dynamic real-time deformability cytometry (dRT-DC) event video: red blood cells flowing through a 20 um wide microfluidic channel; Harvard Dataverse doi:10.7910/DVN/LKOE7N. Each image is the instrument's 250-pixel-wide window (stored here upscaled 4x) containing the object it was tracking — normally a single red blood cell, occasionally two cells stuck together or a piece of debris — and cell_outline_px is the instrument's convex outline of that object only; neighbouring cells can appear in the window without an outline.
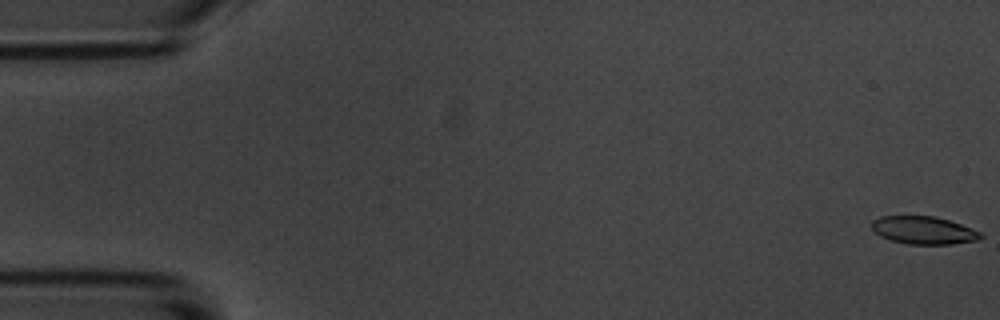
{"species": "common noctule bat (a hibernating species)", "species_latin": "Nyctalus noctula", "temperature_condition": "room temperature", "stored_images_in_passage": 56, "camera_frame_rate_fps": 3000, "um_per_image_px": 0.085, "animal": {"sex": "male", "body_mass_g": 20.1, "forearm_length_mm": 53.5}, "frame": {"image": 1, "passage_image": 1, "time_ms": 0.0, "image_size_px": [1000, 320], "cell_outline_px": [[984, 236], [976, 240], [952, 244], [908, 244], [892, 240], [880, 236], [872, 228], [872, 220], [880, 216], [936, 216], [972, 228], [980, 232]], "centroid_in_image_um": [78.5, 19.57], "position_along_channel_um": 6.5, "area_um2": 17.51}}
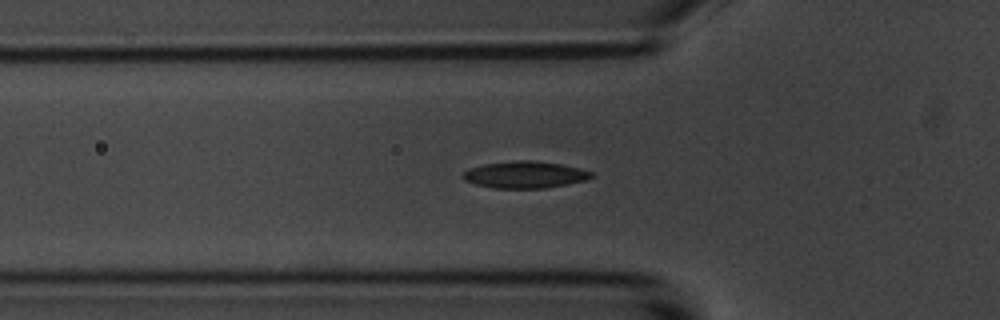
{"frame": {"image": 2, "passage_image": 19, "time_ms": 6.0, "image_size_px": [1000, 320], "cell_outline_px": [[596, 176], [588, 180], [544, 188], [492, 188], [476, 184], [464, 180], [460, 176], [468, 168], [484, 164], [516, 160], [536, 160], [560, 164], [580, 168], [592, 172]], "centroid_in_image_um": [44.63, 14.84], "position_along_channel_um": 81.2, "area_um2": 20.29}}
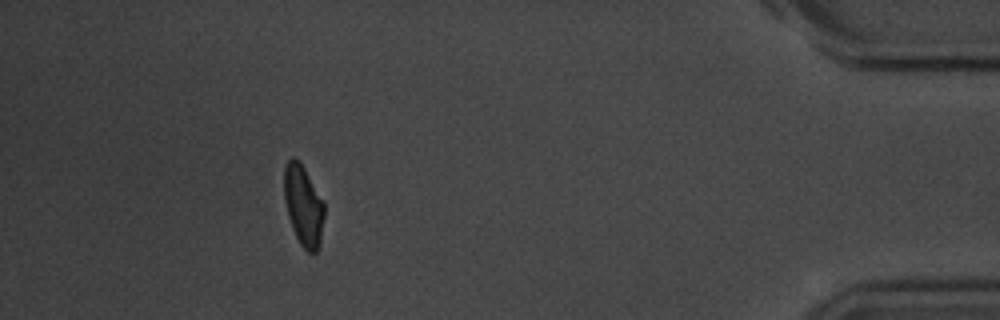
{"frame": {"image": 3, "passage_image": 51, "time_ms": 16.667, "image_size_px": [1000, 320], "cell_outline_px": [[324, 216], [320, 244], [316, 252], [308, 252], [300, 244], [292, 228], [288, 216], [284, 200], [284, 168], [288, 160], [292, 156], [304, 168], [324, 200]], "centroid_in_image_um": [25.79, 17.48], "position_along_channel_um": 409.4, "area_um2": 18.84}, "authors_computed_cell_mechanics": {"area_um2": 19.2763, "velocity_mm_per_s": 3.6044, "shape_relaxation_time_tau1_ms": 3.549, "shape_relaxation_time_tau2_ms": 1.8284, "deformation_change_tau1": 0.1364, "deformation_change_tau2": 0.0678}}